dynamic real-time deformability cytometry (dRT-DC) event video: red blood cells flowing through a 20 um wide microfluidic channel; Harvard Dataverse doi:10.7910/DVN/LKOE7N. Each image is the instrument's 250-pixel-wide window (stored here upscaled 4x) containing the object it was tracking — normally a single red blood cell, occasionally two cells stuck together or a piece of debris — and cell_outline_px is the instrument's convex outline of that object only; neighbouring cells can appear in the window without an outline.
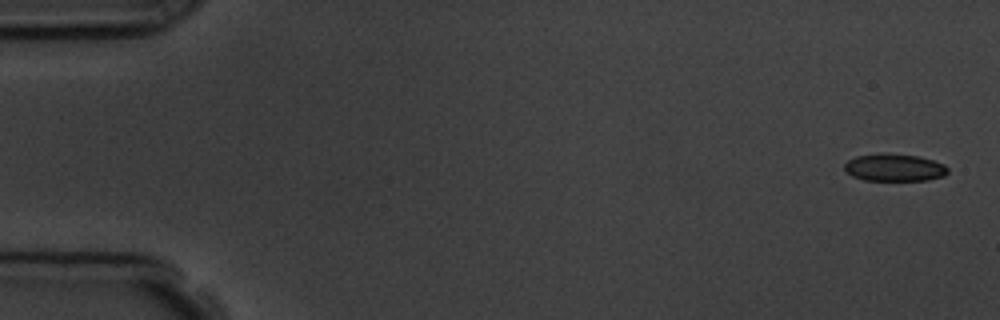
{"species": "common noctule bat (a hibernating species)", "species_latin": "Nyctalus noctula", "temperature_condition": "room temperature", "stored_images_in_passage": 8, "camera_frame_rate_fps": 3000, "um_per_image_px": 0.085, "animal": {"sex": "male", "body_mass_g": 19.5, "forearm_length_mm": 54.6}, "frame": {"image": 1, "passage_image": 1, "time_ms": 0.0, "image_size_px": [1000, 320], "cell_outline_px": [[948, 172], [944, 176], [928, 180], [864, 180], [852, 176], [844, 168], [844, 164], [848, 160], [856, 156], [884, 152], [888, 152], [916, 156], [932, 160], [944, 164], [948, 168]], "centroid_in_image_um": [76.02, 14.23], "position_along_channel_um": 9.0, "area_um2": 16.59}}
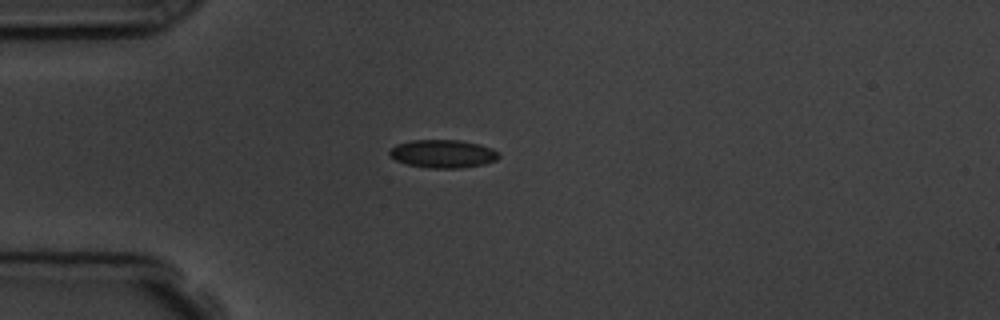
{"frame": {"image": 2, "passage_image": 4, "time_ms": 4.333, "image_size_px": [1000, 320], "cell_outline_px": [[500, 156], [496, 160], [484, 164], [460, 168], [432, 168], [408, 164], [396, 160], [388, 152], [396, 144], [412, 140], [460, 140], [480, 144], [492, 148], [500, 152]], "centroid_in_image_um": [37.7, 13.06], "position_along_channel_um": 47.3, "area_um2": 17.86}}